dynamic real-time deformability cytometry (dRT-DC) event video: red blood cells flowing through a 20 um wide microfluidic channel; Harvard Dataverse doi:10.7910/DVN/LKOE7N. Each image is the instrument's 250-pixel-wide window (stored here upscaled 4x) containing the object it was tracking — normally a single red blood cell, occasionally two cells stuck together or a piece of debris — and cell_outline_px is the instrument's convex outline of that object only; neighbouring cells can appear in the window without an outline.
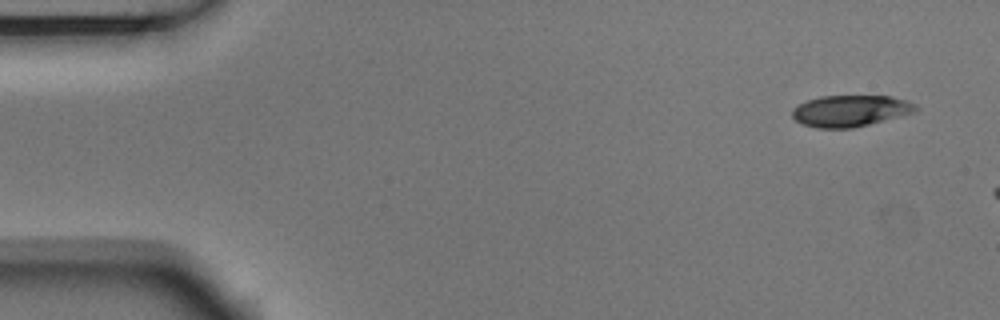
{"species": "Egyptian fruit bat (a non-hibernating species)", "species_latin": "Rousettus aegyptiacus", "temperature_condition": "room temperature", "stored_images_in_passage": 3, "camera_frame_rate_fps": 3000, "um_per_image_px": 0.085, "animal": {"sex": "male"}, "frame": {"image": 1, "passage_image": 1, "time_ms": 0.0, "image_size_px": [1000, 320], "cell_outline_px": [[920, 108], [912, 112], [868, 124], [852, 128], [816, 128], [804, 124], [796, 120], [792, 116], [792, 108], [808, 100], [820, 96], [892, 96], [908, 100], [916, 104]], "centroid_in_image_um": [72.27, 9.41], "position_along_channel_um": 12.7, "area_um2": 22.37}}